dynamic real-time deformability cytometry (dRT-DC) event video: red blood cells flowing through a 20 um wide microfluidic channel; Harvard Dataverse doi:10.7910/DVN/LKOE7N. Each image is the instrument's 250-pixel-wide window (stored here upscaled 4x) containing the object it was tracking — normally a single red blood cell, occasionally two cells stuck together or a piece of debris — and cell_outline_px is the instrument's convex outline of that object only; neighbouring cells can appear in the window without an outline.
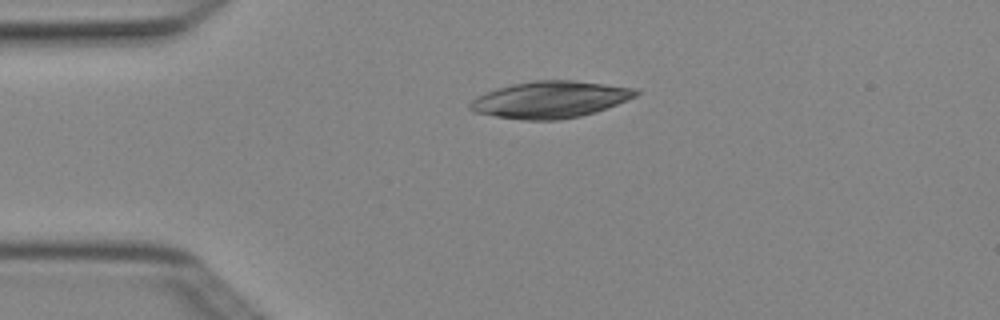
{"species": "Egyptian fruit bat (a non-hibernating species)", "species_latin": "Rousettus aegyptiacus", "temperature_condition": "cold", "stored_images_in_passage": 2, "camera_frame_rate_fps": 3000, "um_per_image_px": 0.085, "animal": {"sex": "female"}, "frame": {"image": 1, "passage_image": 1, "time_ms": 0.0, "image_size_px": [1000, 320], "cell_outline_px": [[640, 92], [636, 96], [596, 112], [580, 116], [556, 120], [524, 120], [496, 116], [472, 112], [468, 108], [468, 104], [476, 96], [496, 88], [512, 84], [532, 80], [576, 80], [636, 88]], "centroid_in_image_um": [46.74, 8.46], "position_along_channel_um": 38.3, "area_um2": 35.66}}